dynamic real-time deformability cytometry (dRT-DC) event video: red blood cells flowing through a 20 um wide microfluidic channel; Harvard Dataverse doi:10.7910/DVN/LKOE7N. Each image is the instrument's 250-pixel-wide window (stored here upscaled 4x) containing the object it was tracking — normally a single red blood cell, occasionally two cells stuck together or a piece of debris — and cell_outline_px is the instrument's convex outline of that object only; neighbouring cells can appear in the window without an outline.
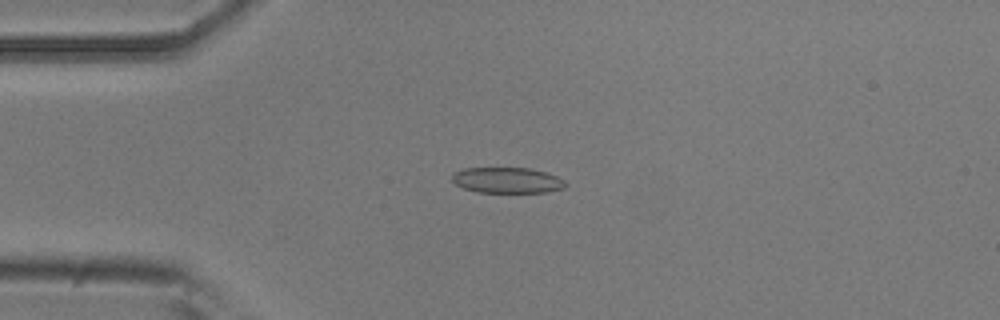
{"species": "common noctule bat (a hibernating species)", "species_latin": "Nyctalus noctula", "temperature_condition": "room temperature", "stored_images_in_passage": 5, "camera_frame_rate_fps": 3000, "um_per_image_px": 0.085, "animal": {"sex": "male", "body_mass_g": 20.5, "forearm_length_mm": 52.5}, "frame": {"image": 1, "passage_image": 3, "time_ms": 0.667, "image_size_px": [1000, 320], "cell_outline_px": [[568, 184], [564, 188], [544, 192], [476, 192], [464, 188], [456, 184], [452, 180], [452, 172], [464, 168], [528, 168], [544, 172], [556, 176], [564, 180]], "centroid_in_image_um": [43.09, 15.32], "position_along_channel_um": 41.9, "area_um2": 16.94}}
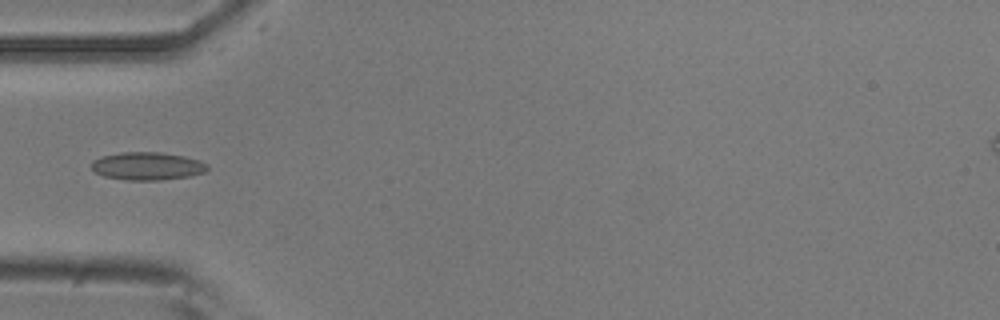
{"frame": {"image": 2, "passage_image": 4, "time_ms": 1.0, "image_size_px": [1000, 320], "cell_outline_px": [[208, 168], [204, 172], [188, 176], [160, 180], [128, 180], [104, 176], [96, 172], [92, 168], [92, 160], [100, 156], [124, 152], [160, 152], [184, 156], [200, 160], [208, 164]], "centroid_in_image_um": [12.52, 14.11], "position_along_channel_um": 72.5, "area_um2": 18.79}}
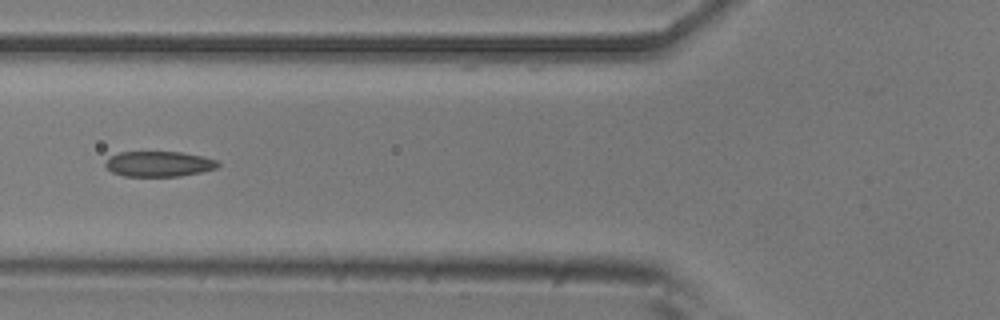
{"frame": {"image": 3, "passage_image": 5, "time_ms": 1.333, "image_size_px": [1000, 320], "cell_outline_px": [[220, 164], [216, 168], [200, 172], [180, 176], [124, 176], [112, 172], [104, 164], [112, 156], [120, 152], [180, 152], [204, 156], [216, 160]], "centroid_in_image_um": [13.53, 13.93], "position_along_channel_um": 112.3, "area_um2": 16.47}}